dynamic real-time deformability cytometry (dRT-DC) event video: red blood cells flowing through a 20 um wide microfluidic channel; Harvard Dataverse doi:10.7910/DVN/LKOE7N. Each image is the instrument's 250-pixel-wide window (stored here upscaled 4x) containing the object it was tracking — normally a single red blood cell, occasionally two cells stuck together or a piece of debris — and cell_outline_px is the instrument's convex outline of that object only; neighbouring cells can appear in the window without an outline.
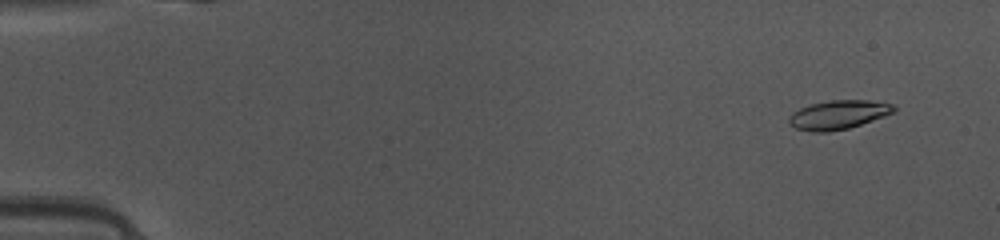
{"species": "common noctule bat (a hibernating species)", "species_latin": "Nyctalus noctula", "temperature_condition": "warm", "stored_images_in_passage": 48, "camera_frame_rate_fps": 3000, "um_per_image_px": 0.085, "animal": {"sex": "female", "body_mass_g": 10.0, "forearm_length_mm": 53.1}, "frame": {"image": 1, "passage_image": 4, "time_ms": 1.0, "image_size_px": [1000, 240], "cell_outline_px": [[896, 112], [848, 128], [828, 132], [812, 132], [796, 128], [788, 124], [788, 116], [792, 112], [800, 108], [812, 104], [832, 100], [868, 100], [892, 104], [896, 108]], "centroid_in_image_um": [71.23, 9.75], "position_along_channel_um": 13.8, "area_um2": 17.63}}
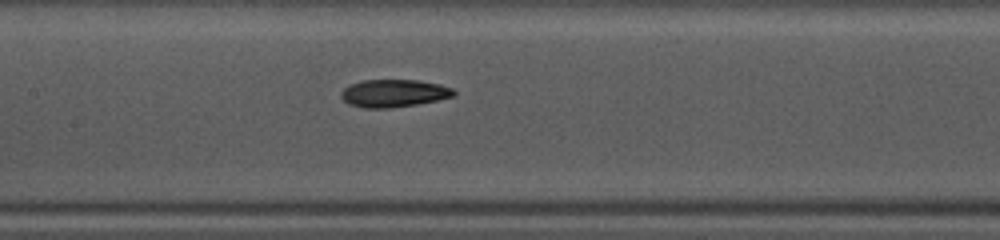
{"frame": {"image": 2, "passage_image": 24, "time_ms": 7.667, "image_size_px": [1000, 240], "cell_outline_px": [[456, 96], [416, 104], [388, 108], [364, 108], [348, 104], [340, 96], [340, 92], [348, 84], [360, 80], [420, 80], [440, 84], [452, 88], [456, 92]], "centroid_in_image_um": [33.45, 7.91], "position_along_channel_um": 174.0, "area_um2": 18.32}}
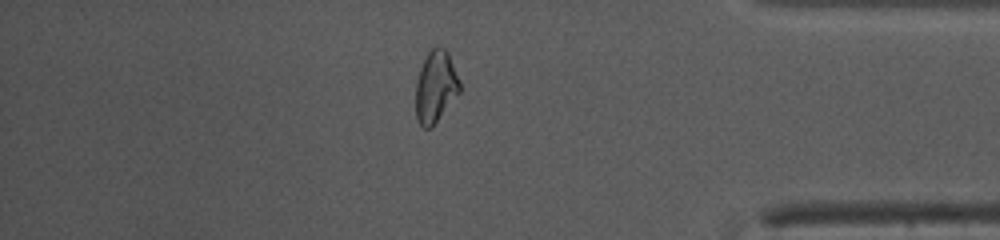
{"frame": {"image": 3, "passage_image": 42, "time_ms": 13.667, "image_size_px": [1000, 240], "cell_outline_px": [[460, 92], [432, 128], [424, 128], [416, 120], [416, 80], [420, 68], [428, 52], [436, 44], [444, 48], [448, 52], [460, 80]], "centroid_in_image_um": [37.03, 7.37], "position_along_channel_um": 398.2, "area_um2": 18.61}}